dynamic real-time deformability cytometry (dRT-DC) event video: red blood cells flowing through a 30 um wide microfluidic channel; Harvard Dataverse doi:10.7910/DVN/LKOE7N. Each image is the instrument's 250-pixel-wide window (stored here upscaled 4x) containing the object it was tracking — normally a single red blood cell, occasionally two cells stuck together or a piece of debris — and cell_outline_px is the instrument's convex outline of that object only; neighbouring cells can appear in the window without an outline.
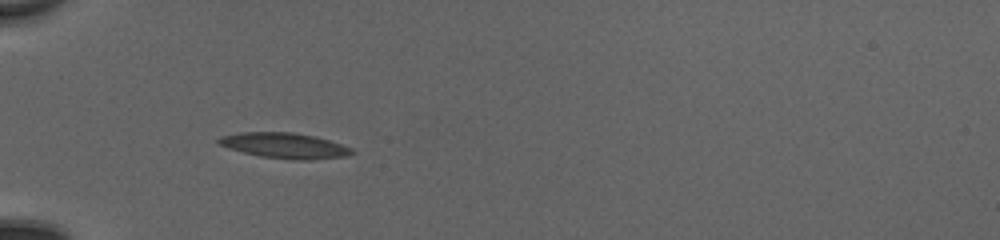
{"species": "common noctule bat (a hibernating species)", "species_latin": "Nyctalus noctula", "temperature_condition": "cold", "stored_images_in_passage": 32, "camera_frame_rate_fps": 3000, "um_per_image_px": 0.085, "animal": {"sex": "female", "body_mass_g": 20.0, "forearm_length_mm": 54.0}, "frame": {"image": 1, "passage_image": 1, "time_ms": 0.0, "image_size_px": [1000, 240], "cell_outline_px": [[356, 152], [348, 156], [312, 160], [292, 160], [260, 156], [228, 148], [220, 144], [216, 140], [220, 136], [240, 132], [292, 132], [316, 136], [352, 148]], "centroid_in_image_um": [24.22, 12.38], "position_along_channel_um": 60.8, "area_um2": 19.88}}
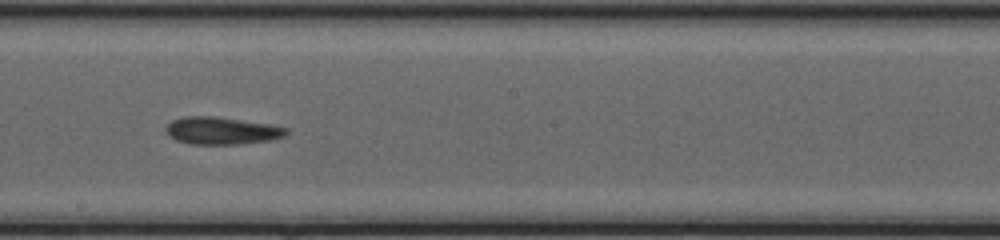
{"frame": {"image": 2, "passage_image": 14, "time_ms": 4.333, "image_size_px": [1000, 240], "cell_outline_px": [[288, 132], [284, 136], [272, 140], [240, 144], [192, 144], [176, 140], [168, 136], [164, 128], [172, 120], [184, 116], [216, 116], [268, 124], [288, 128]], "centroid_in_image_um": [18.82, 11.11], "position_along_channel_um": 229.4, "area_um2": 19.31}}
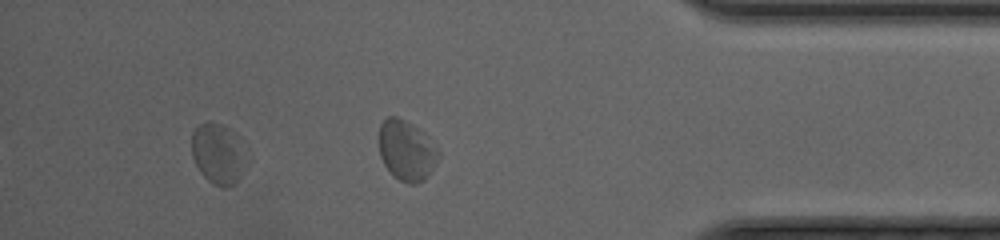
{"frame": {"image": 3, "passage_image": 28, "time_ms": 9.0, "image_size_px": [1000, 240], "cell_outline_px": [[252, 160], [240, 176], [232, 184], [224, 188], [212, 184], [200, 172], [192, 156], [192, 132], [200, 124], [208, 120], [232, 128], [236, 132], [252, 156]], "centroid_in_image_um": [18.65, 13.04], "position_along_channel_um": 416.6, "area_um2": 20.4}, "authors_computed_cell_mechanics": {"area_um2": 19.1318, "velocity_mm_per_s": 4.144, "shape_relaxation_time_tau1_ms": 2.8157, "shape_relaxation_time_tau2_ms": 4.4621, "deformation_change_tau1": 0.0726, "deformation_change_tau2": 0.1289}}